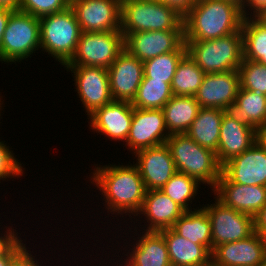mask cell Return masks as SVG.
Listing matches in <instances>:
<instances>
[{"mask_svg":"<svg viewBox=\"0 0 266 266\" xmlns=\"http://www.w3.org/2000/svg\"><path fill=\"white\" fill-rule=\"evenodd\" d=\"M12 13L13 11L0 8V44L2 41L3 33L5 31L8 19Z\"/></svg>","mask_w":266,"mask_h":266,"instance_id":"obj_42","label":"cell"},{"mask_svg":"<svg viewBox=\"0 0 266 266\" xmlns=\"http://www.w3.org/2000/svg\"><path fill=\"white\" fill-rule=\"evenodd\" d=\"M40 49L64 66L74 55L81 29L72 8L39 18Z\"/></svg>","mask_w":266,"mask_h":266,"instance_id":"obj_6","label":"cell"},{"mask_svg":"<svg viewBox=\"0 0 266 266\" xmlns=\"http://www.w3.org/2000/svg\"><path fill=\"white\" fill-rule=\"evenodd\" d=\"M146 190H160L177 172L169 147L165 144L142 149L135 154Z\"/></svg>","mask_w":266,"mask_h":266,"instance_id":"obj_16","label":"cell"},{"mask_svg":"<svg viewBox=\"0 0 266 266\" xmlns=\"http://www.w3.org/2000/svg\"><path fill=\"white\" fill-rule=\"evenodd\" d=\"M134 163L133 161V165L129 162L130 165L121 163L105 166L94 164L92 176L89 177L90 183L103 195L107 212L112 213L111 216L121 215L122 218L123 214L128 215L130 222H134L132 218L137 217L141 210L147 192L139 169Z\"/></svg>","mask_w":266,"mask_h":266,"instance_id":"obj_1","label":"cell"},{"mask_svg":"<svg viewBox=\"0 0 266 266\" xmlns=\"http://www.w3.org/2000/svg\"><path fill=\"white\" fill-rule=\"evenodd\" d=\"M224 110L200 108L186 134L200 146L217 151Z\"/></svg>","mask_w":266,"mask_h":266,"instance_id":"obj_25","label":"cell"},{"mask_svg":"<svg viewBox=\"0 0 266 266\" xmlns=\"http://www.w3.org/2000/svg\"><path fill=\"white\" fill-rule=\"evenodd\" d=\"M230 111L242 123L256 130L266 123V95L239 87Z\"/></svg>","mask_w":266,"mask_h":266,"instance_id":"obj_28","label":"cell"},{"mask_svg":"<svg viewBox=\"0 0 266 266\" xmlns=\"http://www.w3.org/2000/svg\"><path fill=\"white\" fill-rule=\"evenodd\" d=\"M193 210L185 211L172 229L193 243L206 246L212 252L211 222L207 212L201 205Z\"/></svg>","mask_w":266,"mask_h":266,"instance_id":"obj_27","label":"cell"},{"mask_svg":"<svg viewBox=\"0 0 266 266\" xmlns=\"http://www.w3.org/2000/svg\"><path fill=\"white\" fill-rule=\"evenodd\" d=\"M74 76L75 91L78 93L89 117L97 109L113 101L110 93L109 74L100 66H64Z\"/></svg>","mask_w":266,"mask_h":266,"instance_id":"obj_10","label":"cell"},{"mask_svg":"<svg viewBox=\"0 0 266 266\" xmlns=\"http://www.w3.org/2000/svg\"><path fill=\"white\" fill-rule=\"evenodd\" d=\"M265 256L266 241L255 232L246 239L216 246L211 266H259Z\"/></svg>","mask_w":266,"mask_h":266,"instance_id":"obj_18","label":"cell"},{"mask_svg":"<svg viewBox=\"0 0 266 266\" xmlns=\"http://www.w3.org/2000/svg\"><path fill=\"white\" fill-rule=\"evenodd\" d=\"M238 70L242 89L266 95V65L243 58Z\"/></svg>","mask_w":266,"mask_h":266,"instance_id":"obj_34","label":"cell"},{"mask_svg":"<svg viewBox=\"0 0 266 266\" xmlns=\"http://www.w3.org/2000/svg\"><path fill=\"white\" fill-rule=\"evenodd\" d=\"M134 107L128 101H112L102 106L87 119L89 127L97 134L105 135L109 140L126 142Z\"/></svg>","mask_w":266,"mask_h":266,"instance_id":"obj_19","label":"cell"},{"mask_svg":"<svg viewBox=\"0 0 266 266\" xmlns=\"http://www.w3.org/2000/svg\"><path fill=\"white\" fill-rule=\"evenodd\" d=\"M1 97H2V96H1V94H0V109H1V110H0V116H1V111H2V109H3L2 107H3V105H4V104H3V101H1V99H2ZM0 119H1V118H0ZM0 123H1V122H0Z\"/></svg>","mask_w":266,"mask_h":266,"instance_id":"obj_48","label":"cell"},{"mask_svg":"<svg viewBox=\"0 0 266 266\" xmlns=\"http://www.w3.org/2000/svg\"><path fill=\"white\" fill-rule=\"evenodd\" d=\"M253 218L255 232L266 241V203Z\"/></svg>","mask_w":266,"mask_h":266,"instance_id":"obj_41","label":"cell"},{"mask_svg":"<svg viewBox=\"0 0 266 266\" xmlns=\"http://www.w3.org/2000/svg\"><path fill=\"white\" fill-rule=\"evenodd\" d=\"M4 233H0V257H16L25 247L23 240L18 236L17 230L5 226Z\"/></svg>","mask_w":266,"mask_h":266,"instance_id":"obj_37","label":"cell"},{"mask_svg":"<svg viewBox=\"0 0 266 266\" xmlns=\"http://www.w3.org/2000/svg\"><path fill=\"white\" fill-rule=\"evenodd\" d=\"M15 257H0V266H11Z\"/></svg>","mask_w":266,"mask_h":266,"instance_id":"obj_45","label":"cell"},{"mask_svg":"<svg viewBox=\"0 0 266 266\" xmlns=\"http://www.w3.org/2000/svg\"><path fill=\"white\" fill-rule=\"evenodd\" d=\"M177 172L196 179L199 183L214 189L221 176L222 166L218 163L216 153L200 146L186 133L173 134L166 140Z\"/></svg>","mask_w":266,"mask_h":266,"instance_id":"obj_3","label":"cell"},{"mask_svg":"<svg viewBox=\"0 0 266 266\" xmlns=\"http://www.w3.org/2000/svg\"><path fill=\"white\" fill-rule=\"evenodd\" d=\"M241 8L227 0H197L183 16L184 41L214 40L241 31Z\"/></svg>","mask_w":266,"mask_h":266,"instance_id":"obj_2","label":"cell"},{"mask_svg":"<svg viewBox=\"0 0 266 266\" xmlns=\"http://www.w3.org/2000/svg\"><path fill=\"white\" fill-rule=\"evenodd\" d=\"M124 35V49L142 62L174 52L184 42L183 31H145Z\"/></svg>","mask_w":266,"mask_h":266,"instance_id":"obj_17","label":"cell"},{"mask_svg":"<svg viewBox=\"0 0 266 266\" xmlns=\"http://www.w3.org/2000/svg\"><path fill=\"white\" fill-rule=\"evenodd\" d=\"M70 6V0H21L19 11L37 18L63 11Z\"/></svg>","mask_w":266,"mask_h":266,"instance_id":"obj_35","label":"cell"},{"mask_svg":"<svg viewBox=\"0 0 266 266\" xmlns=\"http://www.w3.org/2000/svg\"><path fill=\"white\" fill-rule=\"evenodd\" d=\"M241 10L244 18L259 17L266 11V0H246Z\"/></svg>","mask_w":266,"mask_h":266,"instance_id":"obj_38","label":"cell"},{"mask_svg":"<svg viewBox=\"0 0 266 266\" xmlns=\"http://www.w3.org/2000/svg\"><path fill=\"white\" fill-rule=\"evenodd\" d=\"M212 192L226 206L251 216H254L266 203V186L217 182Z\"/></svg>","mask_w":266,"mask_h":266,"instance_id":"obj_23","label":"cell"},{"mask_svg":"<svg viewBox=\"0 0 266 266\" xmlns=\"http://www.w3.org/2000/svg\"><path fill=\"white\" fill-rule=\"evenodd\" d=\"M172 96L171 84L143 78L131 105L141 109H162Z\"/></svg>","mask_w":266,"mask_h":266,"instance_id":"obj_32","label":"cell"},{"mask_svg":"<svg viewBox=\"0 0 266 266\" xmlns=\"http://www.w3.org/2000/svg\"><path fill=\"white\" fill-rule=\"evenodd\" d=\"M40 49L39 18L21 11H14L7 22L0 44V61L17 63L32 57Z\"/></svg>","mask_w":266,"mask_h":266,"instance_id":"obj_7","label":"cell"},{"mask_svg":"<svg viewBox=\"0 0 266 266\" xmlns=\"http://www.w3.org/2000/svg\"><path fill=\"white\" fill-rule=\"evenodd\" d=\"M205 76L204 71L186 54L179 62L171 89L174 96L194 97Z\"/></svg>","mask_w":266,"mask_h":266,"instance_id":"obj_30","label":"cell"},{"mask_svg":"<svg viewBox=\"0 0 266 266\" xmlns=\"http://www.w3.org/2000/svg\"><path fill=\"white\" fill-rule=\"evenodd\" d=\"M39 259L37 260V257L35 259V256L31 254V251H29L25 247L12 261L11 266H42L41 262H39ZM40 264V265H39Z\"/></svg>","mask_w":266,"mask_h":266,"instance_id":"obj_39","label":"cell"},{"mask_svg":"<svg viewBox=\"0 0 266 266\" xmlns=\"http://www.w3.org/2000/svg\"><path fill=\"white\" fill-rule=\"evenodd\" d=\"M217 182L266 186V150L255 142L249 149L222 165Z\"/></svg>","mask_w":266,"mask_h":266,"instance_id":"obj_13","label":"cell"},{"mask_svg":"<svg viewBox=\"0 0 266 266\" xmlns=\"http://www.w3.org/2000/svg\"><path fill=\"white\" fill-rule=\"evenodd\" d=\"M259 18L266 23V11Z\"/></svg>","mask_w":266,"mask_h":266,"instance_id":"obj_47","label":"cell"},{"mask_svg":"<svg viewBox=\"0 0 266 266\" xmlns=\"http://www.w3.org/2000/svg\"><path fill=\"white\" fill-rule=\"evenodd\" d=\"M167 244L171 266H211V251L177 234L172 228L159 231Z\"/></svg>","mask_w":266,"mask_h":266,"instance_id":"obj_24","label":"cell"},{"mask_svg":"<svg viewBox=\"0 0 266 266\" xmlns=\"http://www.w3.org/2000/svg\"><path fill=\"white\" fill-rule=\"evenodd\" d=\"M200 108L195 97L173 95L162 107L168 133L170 135L186 133Z\"/></svg>","mask_w":266,"mask_h":266,"instance_id":"obj_26","label":"cell"},{"mask_svg":"<svg viewBox=\"0 0 266 266\" xmlns=\"http://www.w3.org/2000/svg\"><path fill=\"white\" fill-rule=\"evenodd\" d=\"M214 199V203L202 206L211 222L212 251L220 244L243 240L255 233L253 216Z\"/></svg>","mask_w":266,"mask_h":266,"instance_id":"obj_9","label":"cell"},{"mask_svg":"<svg viewBox=\"0 0 266 266\" xmlns=\"http://www.w3.org/2000/svg\"><path fill=\"white\" fill-rule=\"evenodd\" d=\"M241 31L243 58L266 65V23L259 17H245Z\"/></svg>","mask_w":266,"mask_h":266,"instance_id":"obj_29","label":"cell"},{"mask_svg":"<svg viewBox=\"0 0 266 266\" xmlns=\"http://www.w3.org/2000/svg\"><path fill=\"white\" fill-rule=\"evenodd\" d=\"M259 266H266V256H265L264 260L262 261V263Z\"/></svg>","mask_w":266,"mask_h":266,"instance_id":"obj_49","label":"cell"},{"mask_svg":"<svg viewBox=\"0 0 266 266\" xmlns=\"http://www.w3.org/2000/svg\"><path fill=\"white\" fill-rule=\"evenodd\" d=\"M240 87L239 70L205 74L194 96L201 108L231 110Z\"/></svg>","mask_w":266,"mask_h":266,"instance_id":"obj_14","label":"cell"},{"mask_svg":"<svg viewBox=\"0 0 266 266\" xmlns=\"http://www.w3.org/2000/svg\"><path fill=\"white\" fill-rule=\"evenodd\" d=\"M81 32L120 30L121 0H70Z\"/></svg>","mask_w":266,"mask_h":266,"instance_id":"obj_12","label":"cell"},{"mask_svg":"<svg viewBox=\"0 0 266 266\" xmlns=\"http://www.w3.org/2000/svg\"><path fill=\"white\" fill-rule=\"evenodd\" d=\"M124 50L118 31L81 32L74 55L64 66H100L108 69Z\"/></svg>","mask_w":266,"mask_h":266,"instance_id":"obj_8","label":"cell"},{"mask_svg":"<svg viewBox=\"0 0 266 266\" xmlns=\"http://www.w3.org/2000/svg\"><path fill=\"white\" fill-rule=\"evenodd\" d=\"M107 70L113 101L132 102L144 77L143 62L124 49Z\"/></svg>","mask_w":266,"mask_h":266,"instance_id":"obj_15","label":"cell"},{"mask_svg":"<svg viewBox=\"0 0 266 266\" xmlns=\"http://www.w3.org/2000/svg\"><path fill=\"white\" fill-rule=\"evenodd\" d=\"M227 1H231L235 4H237L240 8H242L246 2V0H227Z\"/></svg>","mask_w":266,"mask_h":266,"instance_id":"obj_46","label":"cell"},{"mask_svg":"<svg viewBox=\"0 0 266 266\" xmlns=\"http://www.w3.org/2000/svg\"><path fill=\"white\" fill-rule=\"evenodd\" d=\"M187 54L183 42L174 52L161 54L143 62L144 77L171 84L180 60Z\"/></svg>","mask_w":266,"mask_h":266,"instance_id":"obj_31","label":"cell"},{"mask_svg":"<svg viewBox=\"0 0 266 266\" xmlns=\"http://www.w3.org/2000/svg\"><path fill=\"white\" fill-rule=\"evenodd\" d=\"M185 213V210L175 203L161 190H148L144 197L138 218L145 217L147 221L140 231H161L172 228L174 223ZM142 215V216H140ZM146 227V228H145Z\"/></svg>","mask_w":266,"mask_h":266,"instance_id":"obj_22","label":"cell"},{"mask_svg":"<svg viewBox=\"0 0 266 266\" xmlns=\"http://www.w3.org/2000/svg\"><path fill=\"white\" fill-rule=\"evenodd\" d=\"M21 0H0V8L10 11H19Z\"/></svg>","mask_w":266,"mask_h":266,"instance_id":"obj_44","label":"cell"},{"mask_svg":"<svg viewBox=\"0 0 266 266\" xmlns=\"http://www.w3.org/2000/svg\"><path fill=\"white\" fill-rule=\"evenodd\" d=\"M4 142L5 140L0 141V181H8L7 178L13 179L14 177L18 179L24 175V169L13 151L10 150V146Z\"/></svg>","mask_w":266,"mask_h":266,"instance_id":"obj_36","label":"cell"},{"mask_svg":"<svg viewBox=\"0 0 266 266\" xmlns=\"http://www.w3.org/2000/svg\"><path fill=\"white\" fill-rule=\"evenodd\" d=\"M136 236H138L137 239L133 238L136 242H132L134 247H128L129 250L126 248L127 245L124 247L125 252L128 251L127 254L123 253L127 259L125 258V261L118 260L124 262L122 264L116 260L117 263L114 262V266L115 264H117L116 266H171L168 247L160 232L142 231L140 235L136 234Z\"/></svg>","mask_w":266,"mask_h":266,"instance_id":"obj_21","label":"cell"},{"mask_svg":"<svg viewBox=\"0 0 266 266\" xmlns=\"http://www.w3.org/2000/svg\"><path fill=\"white\" fill-rule=\"evenodd\" d=\"M165 5L174 8L180 15L184 16L197 0H158Z\"/></svg>","mask_w":266,"mask_h":266,"instance_id":"obj_40","label":"cell"},{"mask_svg":"<svg viewBox=\"0 0 266 266\" xmlns=\"http://www.w3.org/2000/svg\"><path fill=\"white\" fill-rule=\"evenodd\" d=\"M256 142V130L242 123L230 110L224 111L216 157L222 166Z\"/></svg>","mask_w":266,"mask_h":266,"instance_id":"obj_20","label":"cell"},{"mask_svg":"<svg viewBox=\"0 0 266 266\" xmlns=\"http://www.w3.org/2000/svg\"><path fill=\"white\" fill-rule=\"evenodd\" d=\"M256 142L266 150V123L257 127L256 129Z\"/></svg>","mask_w":266,"mask_h":266,"instance_id":"obj_43","label":"cell"},{"mask_svg":"<svg viewBox=\"0 0 266 266\" xmlns=\"http://www.w3.org/2000/svg\"><path fill=\"white\" fill-rule=\"evenodd\" d=\"M184 42L187 47V54L205 74L238 70L242 63V31L214 40Z\"/></svg>","mask_w":266,"mask_h":266,"instance_id":"obj_5","label":"cell"},{"mask_svg":"<svg viewBox=\"0 0 266 266\" xmlns=\"http://www.w3.org/2000/svg\"><path fill=\"white\" fill-rule=\"evenodd\" d=\"M169 137L162 109L134 107L130 131L125 142L130 153L132 151L135 154L142 149L165 144Z\"/></svg>","mask_w":266,"mask_h":266,"instance_id":"obj_11","label":"cell"},{"mask_svg":"<svg viewBox=\"0 0 266 266\" xmlns=\"http://www.w3.org/2000/svg\"><path fill=\"white\" fill-rule=\"evenodd\" d=\"M200 184L196 179L176 172L160 190L185 211H191L192 200L198 195Z\"/></svg>","mask_w":266,"mask_h":266,"instance_id":"obj_33","label":"cell"},{"mask_svg":"<svg viewBox=\"0 0 266 266\" xmlns=\"http://www.w3.org/2000/svg\"><path fill=\"white\" fill-rule=\"evenodd\" d=\"M120 31H183V16L158 0H121Z\"/></svg>","mask_w":266,"mask_h":266,"instance_id":"obj_4","label":"cell"}]
</instances>
